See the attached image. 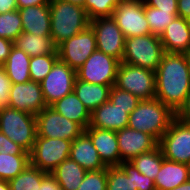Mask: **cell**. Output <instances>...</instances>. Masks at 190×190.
Here are the masks:
<instances>
[{"label": "cell", "instance_id": "obj_32", "mask_svg": "<svg viewBox=\"0 0 190 190\" xmlns=\"http://www.w3.org/2000/svg\"><path fill=\"white\" fill-rule=\"evenodd\" d=\"M30 164L29 155L0 153V180L9 181L19 175Z\"/></svg>", "mask_w": 190, "mask_h": 190}, {"label": "cell", "instance_id": "obj_48", "mask_svg": "<svg viewBox=\"0 0 190 190\" xmlns=\"http://www.w3.org/2000/svg\"><path fill=\"white\" fill-rule=\"evenodd\" d=\"M171 190H190V179Z\"/></svg>", "mask_w": 190, "mask_h": 190}, {"label": "cell", "instance_id": "obj_2", "mask_svg": "<svg viewBox=\"0 0 190 190\" xmlns=\"http://www.w3.org/2000/svg\"><path fill=\"white\" fill-rule=\"evenodd\" d=\"M49 7L50 36L56 47L90 25V20L83 6L62 0H51Z\"/></svg>", "mask_w": 190, "mask_h": 190}, {"label": "cell", "instance_id": "obj_3", "mask_svg": "<svg viewBox=\"0 0 190 190\" xmlns=\"http://www.w3.org/2000/svg\"><path fill=\"white\" fill-rule=\"evenodd\" d=\"M176 114L157 98L141 100L130 113L127 127L150 134L157 142Z\"/></svg>", "mask_w": 190, "mask_h": 190}, {"label": "cell", "instance_id": "obj_26", "mask_svg": "<svg viewBox=\"0 0 190 190\" xmlns=\"http://www.w3.org/2000/svg\"><path fill=\"white\" fill-rule=\"evenodd\" d=\"M86 170L70 157L59 164L51 175L57 180L62 190H77L86 174Z\"/></svg>", "mask_w": 190, "mask_h": 190}, {"label": "cell", "instance_id": "obj_42", "mask_svg": "<svg viewBox=\"0 0 190 190\" xmlns=\"http://www.w3.org/2000/svg\"><path fill=\"white\" fill-rule=\"evenodd\" d=\"M13 46L14 42L12 40L0 38V66L6 62Z\"/></svg>", "mask_w": 190, "mask_h": 190}, {"label": "cell", "instance_id": "obj_24", "mask_svg": "<svg viewBox=\"0 0 190 190\" xmlns=\"http://www.w3.org/2000/svg\"><path fill=\"white\" fill-rule=\"evenodd\" d=\"M111 87L81 81L76 78L73 91L91 113L101 104L109 100Z\"/></svg>", "mask_w": 190, "mask_h": 190}, {"label": "cell", "instance_id": "obj_15", "mask_svg": "<svg viewBox=\"0 0 190 190\" xmlns=\"http://www.w3.org/2000/svg\"><path fill=\"white\" fill-rule=\"evenodd\" d=\"M7 106L33 115L39 114L47 107L41 84L34 81L12 83Z\"/></svg>", "mask_w": 190, "mask_h": 190}, {"label": "cell", "instance_id": "obj_14", "mask_svg": "<svg viewBox=\"0 0 190 190\" xmlns=\"http://www.w3.org/2000/svg\"><path fill=\"white\" fill-rule=\"evenodd\" d=\"M112 18L125 38L152 34L144 14L143 0L119 3L112 13Z\"/></svg>", "mask_w": 190, "mask_h": 190}, {"label": "cell", "instance_id": "obj_54", "mask_svg": "<svg viewBox=\"0 0 190 190\" xmlns=\"http://www.w3.org/2000/svg\"><path fill=\"white\" fill-rule=\"evenodd\" d=\"M186 20L190 24V15L186 18Z\"/></svg>", "mask_w": 190, "mask_h": 190}, {"label": "cell", "instance_id": "obj_25", "mask_svg": "<svg viewBox=\"0 0 190 190\" xmlns=\"http://www.w3.org/2000/svg\"><path fill=\"white\" fill-rule=\"evenodd\" d=\"M13 42L15 47L21 49L30 57L58 54L51 36H40L23 31Z\"/></svg>", "mask_w": 190, "mask_h": 190}, {"label": "cell", "instance_id": "obj_12", "mask_svg": "<svg viewBox=\"0 0 190 190\" xmlns=\"http://www.w3.org/2000/svg\"><path fill=\"white\" fill-rule=\"evenodd\" d=\"M76 78V71L58 59L51 71L40 82L46 105L51 106L73 92Z\"/></svg>", "mask_w": 190, "mask_h": 190}, {"label": "cell", "instance_id": "obj_8", "mask_svg": "<svg viewBox=\"0 0 190 190\" xmlns=\"http://www.w3.org/2000/svg\"><path fill=\"white\" fill-rule=\"evenodd\" d=\"M158 146L165 159L189 165L190 124L175 117L158 141Z\"/></svg>", "mask_w": 190, "mask_h": 190}, {"label": "cell", "instance_id": "obj_36", "mask_svg": "<svg viewBox=\"0 0 190 190\" xmlns=\"http://www.w3.org/2000/svg\"><path fill=\"white\" fill-rule=\"evenodd\" d=\"M109 101L121 109H128L130 114L141 100L130 92L121 90L113 85L110 90Z\"/></svg>", "mask_w": 190, "mask_h": 190}, {"label": "cell", "instance_id": "obj_47", "mask_svg": "<svg viewBox=\"0 0 190 190\" xmlns=\"http://www.w3.org/2000/svg\"><path fill=\"white\" fill-rule=\"evenodd\" d=\"M17 10L16 0H0V14Z\"/></svg>", "mask_w": 190, "mask_h": 190}, {"label": "cell", "instance_id": "obj_5", "mask_svg": "<svg viewBox=\"0 0 190 190\" xmlns=\"http://www.w3.org/2000/svg\"><path fill=\"white\" fill-rule=\"evenodd\" d=\"M165 51L160 37L147 34L125 38L123 63L156 71Z\"/></svg>", "mask_w": 190, "mask_h": 190}, {"label": "cell", "instance_id": "obj_7", "mask_svg": "<svg viewBox=\"0 0 190 190\" xmlns=\"http://www.w3.org/2000/svg\"><path fill=\"white\" fill-rule=\"evenodd\" d=\"M72 141L60 138L36 137L29 153L30 164L41 171L51 173L69 158Z\"/></svg>", "mask_w": 190, "mask_h": 190}, {"label": "cell", "instance_id": "obj_40", "mask_svg": "<svg viewBox=\"0 0 190 190\" xmlns=\"http://www.w3.org/2000/svg\"><path fill=\"white\" fill-rule=\"evenodd\" d=\"M134 182L137 190H156L154 180L140 173L135 166Z\"/></svg>", "mask_w": 190, "mask_h": 190}, {"label": "cell", "instance_id": "obj_41", "mask_svg": "<svg viewBox=\"0 0 190 190\" xmlns=\"http://www.w3.org/2000/svg\"><path fill=\"white\" fill-rule=\"evenodd\" d=\"M145 5L164 11H178V0H143Z\"/></svg>", "mask_w": 190, "mask_h": 190}, {"label": "cell", "instance_id": "obj_43", "mask_svg": "<svg viewBox=\"0 0 190 190\" xmlns=\"http://www.w3.org/2000/svg\"><path fill=\"white\" fill-rule=\"evenodd\" d=\"M39 190H62V188L51 173H47L43 177Z\"/></svg>", "mask_w": 190, "mask_h": 190}, {"label": "cell", "instance_id": "obj_23", "mask_svg": "<svg viewBox=\"0 0 190 190\" xmlns=\"http://www.w3.org/2000/svg\"><path fill=\"white\" fill-rule=\"evenodd\" d=\"M70 121L78 123L84 130L90 125L91 113L73 92L56 101L51 106Z\"/></svg>", "mask_w": 190, "mask_h": 190}, {"label": "cell", "instance_id": "obj_51", "mask_svg": "<svg viewBox=\"0 0 190 190\" xmlns=\"http://www.w3.org/2000/svg\"><path fill=\"white\" fill-rule=\"evenodd\" d=\"M139 0H118L119 3H126V2H136Z\"/></svg>", "mask_w": 190, "mask_h": 190}, {"label": "cell", "instance_id": "obj_34", "mask_svg": "<svg viewBox=\"0 0 190 190\" xmlns=\"http://www.w3.org/2000/svg\"><path fill=\"white\" fill-rule=\"evenodd\" d=\"M58 59V54H46L31 57L29 65L31 81L40 83L51 71L53 65Z\"/></svg>", "mask_w": 190, "mask_h": 190}, {"label": "cell", "instance_id": "obj_13", "mask_svg": "<svg viewBox=\"0 0 190 190\" xmlns=\"http://www.w3.org/2000/svg\"><path fill=\"white\" fill-rule=\"evenodd\" d=\"M90 26L94 30L97 50L122 61L125 37L112 16L95 18Z\"/></svg>", "mask_w": 190, "mask_h": 190}, {"label": "cell", "instance_id": "obj_18", "mask_svg": "<svg viewBox=\"0 0 190 190\" xmlns=\"http://www.w3.org/2000/svg\"><path fill=\"white\" fill-rule=\"evenodd\" d=\"M166 53H190V24L183 17H176L160 35Z\"/></svg>", "mask_w": 190, "mask_h": 190}, {"label": "cell", "instance_id": "obj_11", "mask_svg": "<svg viewBox=\"0 0 190 190\" xmlns=\"http://www.w3.org/2000/svg\"><path fill=\"white\" fill-rule=\"evenodd\" d=\"M36 117L37 136L44 138H60L73 141L84 129L70 121L50 106L45 107Z\"/></svg>", "mask_w": 190, "mask_h": 190}, {"label": "cell", "instance_id": "obj_20", "mask_svg": "<svg viewBox=\"0 0 190 190\" xmlns=\"http://www.w3.org/2000/svg\"><path fill=\"white\" fill-rule=\"evenodd\" d=\"M69 157L86 171H97L107 168L100 159L90 137L85 132L72 141Z\"/></svg>", "mask_w": 190, "mask_h": 190}, {"label": "cell", "instance_id": "obj_44", "mask_svg": "<svg viewBox=\"0 0 190 190\" xmlns=\"http://www.w3.org/2000/svg\"><path fill=\"white\" fill-rule=\"evenodd\" d=\"M176 117L179 120L190 124V93L187 96L184 105L176 113Z\"/></svg>", "mask_w": 190, "mask_h": 190}, {"label": "cell", "instance_id": "obj_28", "mask_svg": "<svg viewBox=\"0 0 190 190\" xmlns=\"http://www.w3.org/2000/svg\"><path fill=\"white\" fill-rule=\"evenodd\" d=\"M107 190H137L134 182V165L122 162L107 167Z\"/></svg>", "mask_w": 190, "mask_h": 190}, {"label": "cell", "instance_id": "obj_1", "mask_svg": "<svg viewBox=\"0 0 190 190\" xmlns=\"http://www.w3.org/2000/svg\"><path fill=\"white\" fill-rule=\"evenodd\" d=\"M155 98L175 114L190 93L188 54L164 53L155 71Z\"/></svg>", "mask_w": 190, "mask_h": 190}, {"label": "cell", "instance_id": "obj_46", "mask_svg": "<svg viewBox=\"0 0 190 190\" xmlns=\"http://www.w3.org/2000/svg\"><path fill=\"white\" fill-rule=\"evenodd\" d=\"M178 17L187 18L190 15V0H178Z\"/></svg>", "mask_w": 190, "mask_h": 190}, {"label": "cell", "instance_id": "obj_6", "mask_svg": "<svg viewBox=\"0 0 190 190\" xmlns=\"http://www.w3.org/2000/svg\"><path fill=\"white\" fill-rule=\"evenodd\" d=\"M115 86L140 100L153 99L156 94L155 72L120 62Z\"/></svg>", "mask_w": 190, "mask_h": 190}, {"label": "cell", "instance_id": "obj_30", "mask_svg": "<svg viewBox=\"0 0 190 190\" xmlns=\"http://www.w3.org/2000/svg\"><path fill=\"white\" fill-rule=\"evenodd\" d=\"M46 172L29 164L15 178L10 179V190H39Z\"/></svg>", "mask_w": 190, "mask_h": 190}, {"label": "cell", "instance_id": "obj_17", "mask_svg": "<svg viewBox=\"0 0 190 190\" xmlns=\"http://www.w3.org/2000/svg\"><path fill=\"white\" fill-rule=\"evenodd\" d=\"M84 132L90 137L100 159L107 167L120 165L116 131L87 127Z\"/></svg>", "mask_w": 190, "mask_h": 190}, {"label": "cell", "instance_id": "obj_16", "mask_svg": "<svg viewBox=\"0 0 190 190\" xmlns=\"http://www.w3.org/2000/svg\"><path fill=\"white\" fill-rule=\"evenodd\" d=\"M120 164L130 162L134 157L142 153L152 151L158 146V142L150 135L129 127L116 131Z\"/></svg>", "mask_w": 190, "mask_h": 190}, {"label": "cell", "instance_id": "obj_9", "mask_svg": "<svg viewBox=\"0 0 190 190\" xmlns=\"http://www.w3.org/2000/svg\"><path fill=\"white\" fill-rule=\"evenodd\" d=\"M120 60L95 50L84 64L76 70L78 80L113 86L116 83Z\"/></svg>", "mask_w": 190, "mask_h": 190}, {"label": "cell", "instance_id": "obj_19", "mask_svg": "<svg viewBox=\"0 0 190 190\" xmlns=\"http://www.w3.org/2000/svg\"><path fill=\"white\" fill-rule=\"evenodd\" d=\"M129 115L128 109H121L108 100L91 112L88 127L118 131L127 127Z\"/></svg>", "mask_w": 190, "mask_h": 190}, {"label": "cell", "instance_id": "obj_49", "mask_svg": "<svg viewBox=\"0 0 190 190\" xmlns=\"http://www.w3.org/2000/svg\"><path fill=\"white\" fill-rule=\"evenodd\" d=\"M0 190H10V185L7 180H0Z\"/></svg>", "mask_w": 190, "mask_h": 190}, {"label": "cell", "instance_id": "obj_37", "mask_svg": "<svg viewBox=\"0 0 190 190\" xmlns=\"http://www.w3.org/2000/svg\"><path fill=\"white\" fill-rule=\"evenodd\" d=\"M77 190H107V168L87 171Z\"/></svg>", "mask_w": 190, "mask_h": 190}, {"label": "cell", "instance_id": "obj_31", "mask_svg": "<svg viewBox=\"0 0 190 190\" xmlns=\"http://www.w3.org/2000/svg\"><path fill=\"white\" fill-rule=\"evenodd\" d=\"M144 14L153 35L159 36L178 17V11H164L144 4Z\"/></svg>", "mask_w": 190, "mask_h": 190}, {"label": "cell", "instance_id": "obj_4", "mask_svg": "<svg viewBox=\"0 0 190 190\" xmlns=\"http://www.w3.org/2000/svg\"><path fill=\"white\" fill-rule=\"evenodd\" d=\"M0 132L30 153L37 136L36 117L4 106L0 114Z\"/></svg>", "mask_w": 190, "mask_h": 190}, {"label": "cell", "instance_id": "obj_21", "mask_svg": "<svg viewBox=\"0 0 190 190\" xmlns=\"http://www.w3.org/2000/svg\"><path fill=\"white\" fill-rule=\"evenodd\" d=\"M23 31L40 36H50V7L48 5L30 6L18 9Z\"/></svg>", "mask_w": 190, "mask_h": 190}, {"label": "cell", "instance_id": "obj_22", "mask_svg": "<svg viewBox=\"0 0 190 190\" xmlns=\"http://www.w3.org/2000/svg\"><path fill=\"white\" fill-rule=\"evenodd\" d=\"M189 179V165L164 158L154 184L156 190H171Z\"/></svg>", "mask_w": 190, "mask_h": 190}, {"label": "cell", "instance_id": "obj_35", "mask_svg": "<svg viewBox=\"0 0 190 190\" xmlns=\"http://www.w3.org/2000/svg\"><path fill=\"white\" fill-rule=\"evenodd\" d=\"M118 4V0H85L83 7L91 21L95 18L112 16Z\"/></svg>", "mask_w": 190, "mask_h": 190}, {"label": "cell", "instance_id": "obj_38", "mask_svg": "<svg viewBox=\"0 0 190 190\" xmlns=\"http://www.w3.org/2000/svg\"><path fill=\"white\" fill-rule=\"evenodd\" d=\"M0 153L10 155H29L22 147L0 132Z\"/></svg>", "mask_w": 190, "mask_h": 190}, {"label": "cell", "instance_id": "obj_39", "mask_svg": "<svg viewBox=\"0 0 190 190\" xmlns=\"http://www.w3.org/2000/svg\"><path fill=\"white\" fill-rule=\"evenodd\" d=\"M11 86L12 83L7 76L6 70L0 66V103L4 106L8 105Z\"/></svg>", "mask_w": 190, "mask_h": 190}, {"label": "cell", "instance_id": "obj_45", "mask_svg": "<svg viewBox=\"0 0 190 190\" xmlns=\"http://www.w3.org/2000/svg\"><path fill=\"white\" fill-rule=\"evenodd\" d=\"M17 10L30 6L48 5L51 0H16Z\"/></svg>", "mask_w": 190, "mask_h": 190}, {"label": "cell", "instance_id": "obj_50", "mask_svg": "<svg viewBox=\"0 0 190 190\" xmlns=\"http://www.w3.org/2000/svg\"><path fill=\"white\" fill-rule=\"evenodd\" d=\"M62 1H66V2L76 4V5H80V6H83L84 2H85V0H62Z\"/></svg>", "mask_w": 190, "mask_h": 190}, {"label": "cell", "instance_id": "obj_52", "mask_svg": "<svg viewBox=\"0 0 190 190\" xmlns=\"http://www.w3.org/2000/svg\"><path fill=\"white\" fill-rule=\"evenodd\" d=\"M188 63H189V77H190V53H188Z\"/></svg>", "mask_w": 190, "mask_h": 190}, {"label": "cell", "instance_id": "obj_29", "mask_svg": "<svg viewBox=\"0 0 190 190\" xmlns=\"http://www.w3.org/2000/svg\"><path fill=\"white\" fill-rule=\"evenodd\" d=\"M163 159L162 151L160 147L157 146L150 152L142 153L134 157L130 163H132L140 173L155 180V177L161 168Z\"/></svg>", "mask_w": 190, "mask_h": 190}, {"label": "cell", "instance_id": "obj_10", "mask_svg": "<svg viewBox=\"0 0 190 190\" xmlns=\"http://www.w3.org/2000/svg\"><path fill=\"white\" fill-rule=\"evenodd\" d=\"M58 58L75 71L97 50L94 30L89 25L85 30L65 40L56 47Z\"/></svg>", "mask_w": 190, "mask_h": 190}, {"label": "cell", "instance_id": "obj_33", "mask_svg": "<svg viewBox=\"0 0 190 190\" xmlns=\"http://www.w3.org/2000/svg\"><path fill=\"white\" fill-rule=\"evenodd\" d=\"M23 32L19 10L0 14V38L14 41Z\"/></svg>", "mask_w": 190, "mask_h": 190}, {"label": "cell", "instance_id": "obj_27", "mask_svg": "<svg viewBox=\"0 0 190 190\" xmlns=\"http://www.w3.org/2000/svg\"><path fill=\"white\" fill-rule=\"evenodd\" d=\"M30 58L24 51L13 46L6 62L2 65L11 83H27L31 81L29 72Z\"/></svg>", "mask_w": 190, "mask_h": 190}, {"label": "cell", "instance_id": "obj_53", "mask_svg": "<svg viewBox=\"0 0 190 190\" xmlns=\"http://www.w3.org/2000/svg\"><path fill=\"white\" fill-rule=\"evenodd\" d=\"M3 107H4V105L0 103V114H1V112L3 110Z\"/></svg>", "mask_w": 190, "mask_h": 190}]
</instances>
